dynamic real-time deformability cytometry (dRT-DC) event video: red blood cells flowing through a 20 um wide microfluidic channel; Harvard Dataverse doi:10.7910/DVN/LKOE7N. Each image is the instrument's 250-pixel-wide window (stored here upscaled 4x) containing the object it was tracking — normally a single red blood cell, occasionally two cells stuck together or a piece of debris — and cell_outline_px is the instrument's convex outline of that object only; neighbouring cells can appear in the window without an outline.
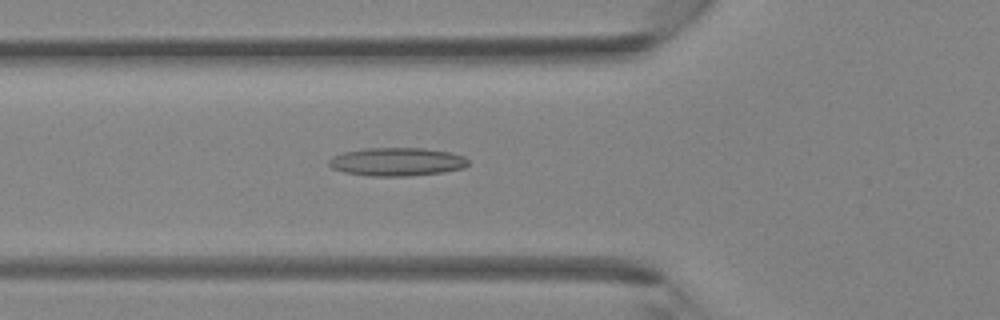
{"species": "Egyptian fruit bat (a non-hibernating species)", "species_latin": "Rousettus aegyptiacus", "temperature_condition": "room temperature", "stored_images_in_passage": 42, "camera_frame_rate_fps": 3000, "um_per_image_px": 0.085, "animal": {"sex": "female"}, "frame": {"image": 1, "passage_image": 14, "time_ms": 4.333, "image_size_px": [1000, 320], "cell_outline_px": [[468, 164], [464, 168], [444, 172], [408, 176], [368, 176], [344, 172], [332, 168], [328, 164], [328, 160], [332, 156], [344, 152], [364, 148], [424, 148], [448, 152], [464, 156], [468, 160]], "centroid_in_image_um": [33.72, 13.75], "position_along_channel_um": 92.1, "area_um2": 23.06}}
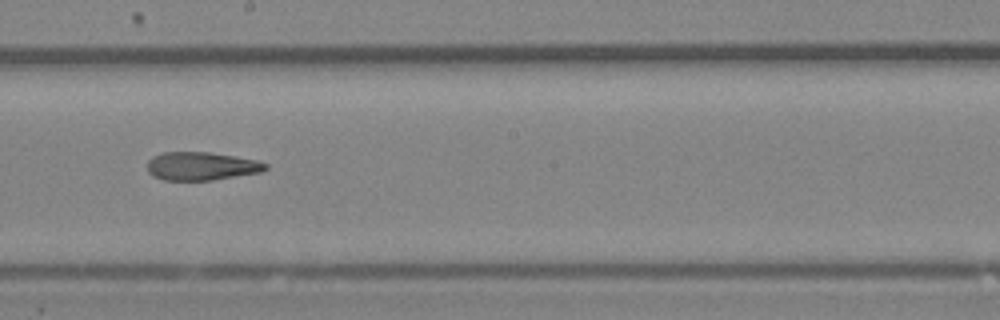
{"frame": {"image": 2, "passage_image": 23, "time_ms": 7.333, "image_size_px": [1000, 320], "cell_outline_px": [[268, 168], [260, 172], [212, 180], [164, 180], [152, 176], [148, 172], [148, 160], [152, 156], [164, 152], [208, 152], [256, 160], [268, 164]], "centroid_in_image_um": [17.08, 14.12], "position_along_channel_um": 231.1, "area_um2": 19.36}}
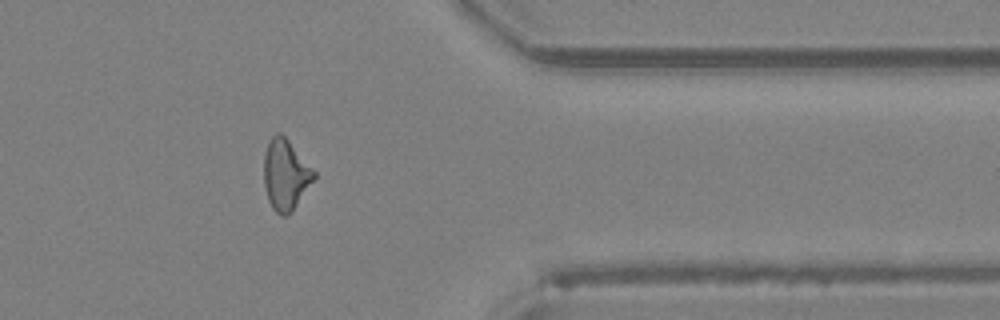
{"frame": {"image": 3, "passage_image": 34, "time_ms": 11.0, "image_size_px": [1000, 320], "cell_outline_px": [[316, 176], [292, 212], [288, 216], [280, 216], [272, 208], [268, 200], [264, 184], [264, 152], [268, 140], [276, 132], [280, 132], [288, 140], [316, 172]], "centroid_in_image_um": [24.25, 14.86], "position_along_channel_um": 387.1, "area_um2": 20.69}}